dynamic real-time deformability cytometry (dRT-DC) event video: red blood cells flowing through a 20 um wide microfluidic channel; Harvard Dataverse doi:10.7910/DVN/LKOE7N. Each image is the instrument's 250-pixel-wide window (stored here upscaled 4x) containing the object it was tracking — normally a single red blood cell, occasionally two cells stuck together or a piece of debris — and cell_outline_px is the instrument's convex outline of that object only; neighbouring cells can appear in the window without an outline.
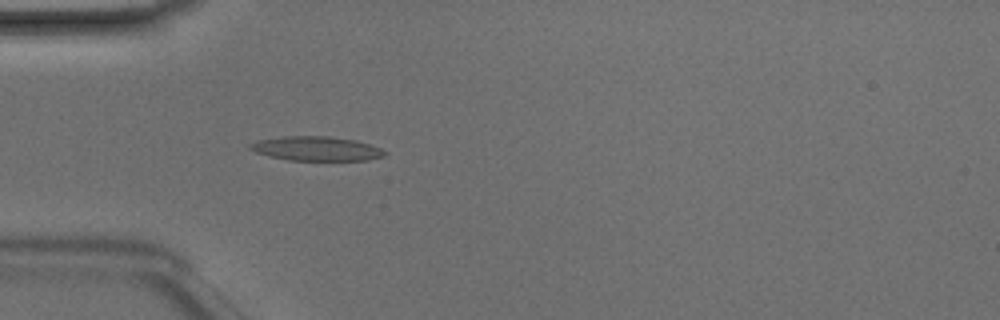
{"species": "Egyptian fruit bat (a non-hibernating species)", "species_latin": "Rousettus aegyptiacus", "temperature_condition": "room temperature", "stored_images_in_passage": 41, "camera_frame_rate_fps": 3000, "um_per_image_px": 0.085, "animal": {"sex": "male"}, "frame": {"image": 1, "passage_image": 7, "time_ms": 2.0, "image_size_px": [1000, 320], "cell_outline_px": [[388, 152], [384, 156], [368, 160], [288, 160], [268, 156], [256, 152], [248, 148], [248, 144], [260, 140], [284, 136], [328, 136], [356, 140], [380, 148]], "centroid_in_image_um": [26.89, 12.63], "position_along_channel_um": 58.1, "area_um2": 19.02}}
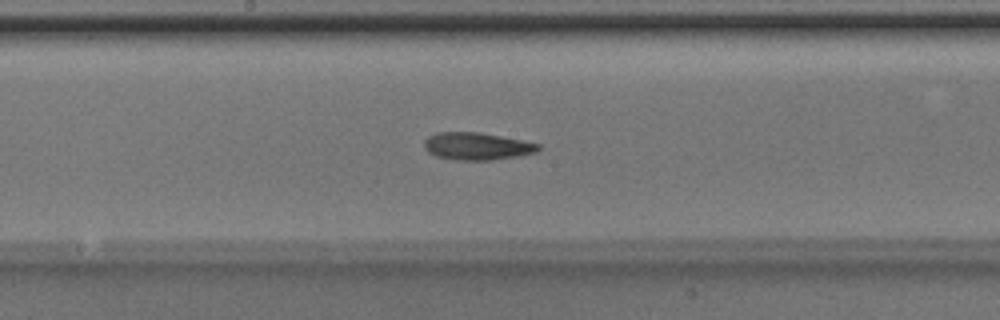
{"frame": {"image": 2, "passage_image": 18, "time_ms": 5.667, "image_size_px": [1000, 320], "cell_outline_px": [[540, 148], [536, 152], [516, 156], [492, 160], [456, 160], [436, 156], [428, 152], [424, 148], [424, 140], [428, 136], [436, 132], [480, 132], [540, 144]], "centroid_in_image_um": [40.49, 12.42], "position_along_channel_um": 207.7, "area_um2": 18.15}}
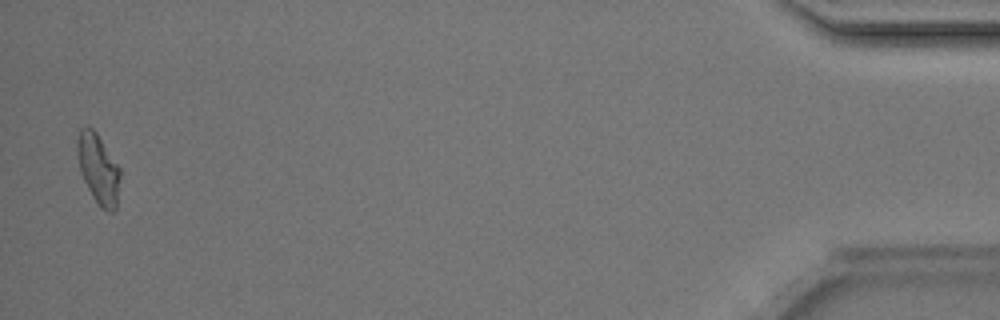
{"frame": {"image": 3, "passage_image": 40, "time_ms": 13.0, "image_size_px": [1000, 320], "cell_outline_px": [[120, 176], [116, 208], [112, 212], [108, 212], [100, 208], [92, 196], [80, 172], [76, 152], [76, 140], [80, 128], [92, 128], [96, 132], [120, 168]], "centroid_in_image_um": [8.34, 14.36], "position_along_channel_um": 426.9, "area_um2": 17.46}, "authors_computed_cell_mechanics": {"area_um2": 17.6868, "velocity_mm_per_s": 4.1927, "shape_relaxation_time_tau1_ms": 9.8481, "shape_relaxation_time_tau2_ms": 4.7552, "deformation_change_tau1": 0.2195, "deformation_change_tau2": 0.152}}